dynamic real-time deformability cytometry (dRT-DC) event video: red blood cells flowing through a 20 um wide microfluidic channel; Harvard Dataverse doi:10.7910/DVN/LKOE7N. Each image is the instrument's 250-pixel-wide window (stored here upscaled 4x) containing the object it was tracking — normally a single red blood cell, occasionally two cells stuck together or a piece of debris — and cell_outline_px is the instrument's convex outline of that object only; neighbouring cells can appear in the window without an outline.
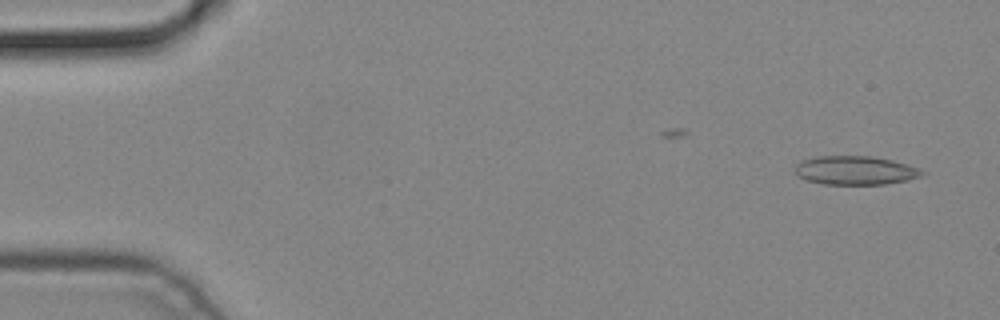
{"species": "common noctule bat (a hibernating species)", "species_latin": "Nyctalus noctula", "temperature_condition": "cold", "stored_images_in_passage": 2, "camera_frame_rate_fps": 3000, "um_per_image_px": 0.085, "animal": {"sex": "male", "body_mass_g": 19.2, "forearm_length_mm": 51.8}, "frame": {"image": 1, "passage_image": 2, "time_ms": 0.333, "image_size_px": [1000, 320], "cell_outline_px": [[924, 176], [908, 180], [884, 184], [824, 184], [804, 180], [796, 172], [796, 164], [800, 160], [816, 156], [872, 156], [892, 160], [908, 164], [920, 168], [924, 172]], "centroid_in_image_um": [72.72, 14.48], "position_along_channel_um": 12.3, "area_um2": 21.44}}